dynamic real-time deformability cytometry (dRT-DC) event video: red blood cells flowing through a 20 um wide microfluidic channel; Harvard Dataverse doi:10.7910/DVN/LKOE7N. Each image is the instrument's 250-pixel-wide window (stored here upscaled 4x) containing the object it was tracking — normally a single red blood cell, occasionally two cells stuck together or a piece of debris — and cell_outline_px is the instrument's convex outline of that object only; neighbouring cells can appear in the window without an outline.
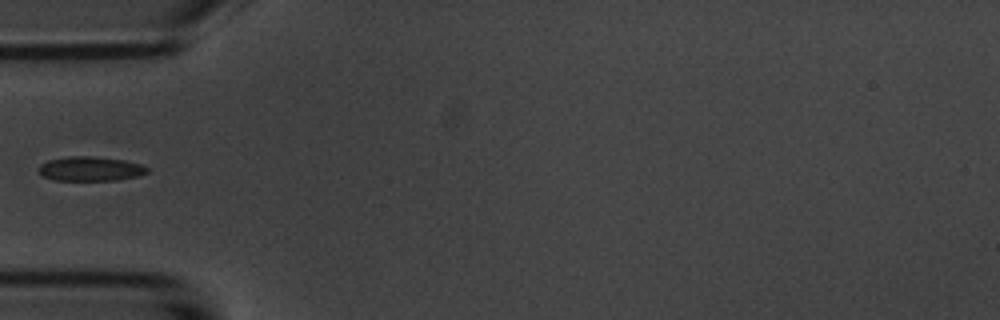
{"species": "common noctule bat (a hibernating species)", "species_latin": "Nyctalus noctula", "temperature_condition": "room temperature", "stored_images_in_passage": 5, "camera_frame_rate_fps": 3000, "um_per_image_px": 0.085, "animal": {"sex": "male", "body_mass_g": 20.1, "forearm_length_mm": 53.5}, "frame": {"image": 1, "passage_image": 1, "time_ms": 0.0, "image_size_px": [1000, 320], "cell_outline_px": [[148, 172], [140, 176], [116, 180], [52, 180], [44, 176], [36, 168], [40, 164], [48, 160], [68, 156], [92, 156], [124, 160], [140, 164], [148, 168]], "centroid_in_image_um": [7.67, 14.34], "position_along_channel_um": 77.3, "area_um2": 15.49}}
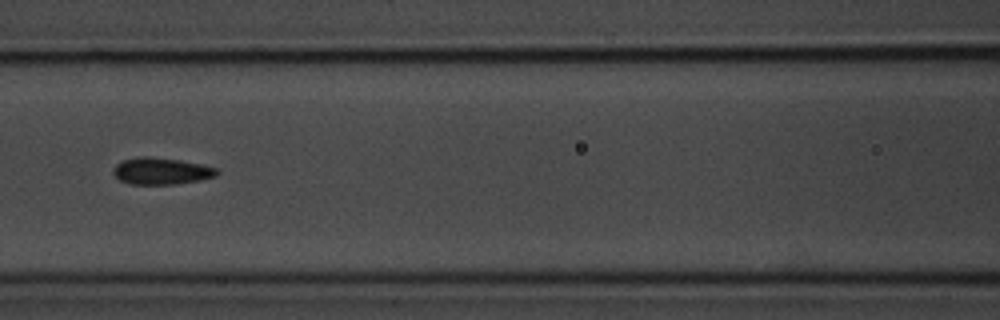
{"frame": {"image": 2, "passage_image": 3, "time_ms": 2.0, "image_size_px": [1000, 320], "cell_outline_px": [[220, 172], [216, 176], [200, 180], [176, 184], [128, 184], [120, 180], [112, 172], [116, 164], [124, 160], [140, 156], [148, 156], [180, 160], [200, 164], [216, 168]], "centroid_in_image_um": [13.71, 14.54], "position_along_channel_um": 152.9, "area_um2": 16.13}}
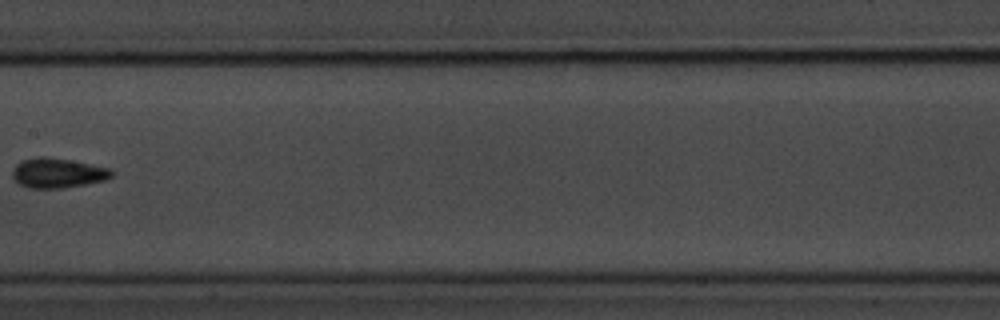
{"frame": {"image": 3, "passage_image": 4, "time_ms": 3.333, "image_size_px": [1000, 320], "cell_outline_px": [[116, 172], [112, 176], [104, 180], [64, 188], [28, 188], [20, 184], [12, 176], [12, 168], [16, 164], [24, 160], [40, 156], [68, 160], [112, 168]], "centroid_in_image_um": [4.92, 14.71], "position_along_channel_um": 202.5, "area_um2": 17.11}}